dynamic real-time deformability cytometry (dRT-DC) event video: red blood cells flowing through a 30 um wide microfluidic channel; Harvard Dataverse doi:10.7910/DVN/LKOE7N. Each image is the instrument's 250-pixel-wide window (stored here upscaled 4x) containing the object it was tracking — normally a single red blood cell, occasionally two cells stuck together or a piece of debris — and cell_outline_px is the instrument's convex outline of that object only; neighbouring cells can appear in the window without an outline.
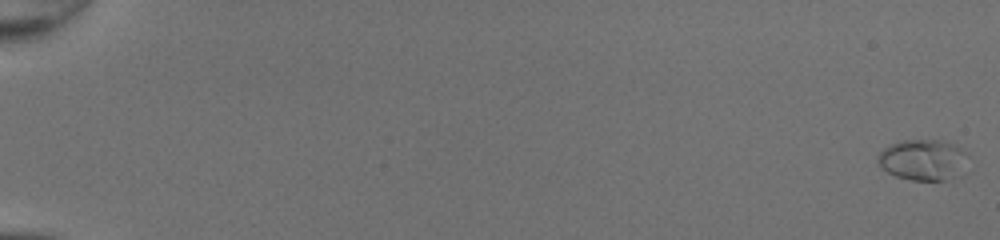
{"species": "common noctule bat (a hibernating species)", "species_latin": "Nyctalus noctula", "temperature_condition": "room temperature", "stored_images_in_passage": 51, "camera_frame_rate_fps": 3000, "um_per_image_px": 0.085, "animal": {"sex": "female", "body_mass_g": 20.0, "forearm_length_mm": 54.0}, "frame": {"image": 1, "passage_image": 1, "time_ms": 0.0, "image_size_px": [1000, 240], "cell_outline_px": [[968, 156], [956, 176], [944, 180], [912, 180], [896, 176], [888, 172], [876, 160], [880, 152], [884, 148], [900, 140], [940, 140], [952, 144], [968, 152]], "centroid_in_image_um": [78.43, 13.57], "position_along_channel_um": 6.6, "area_um2": 21.1}}
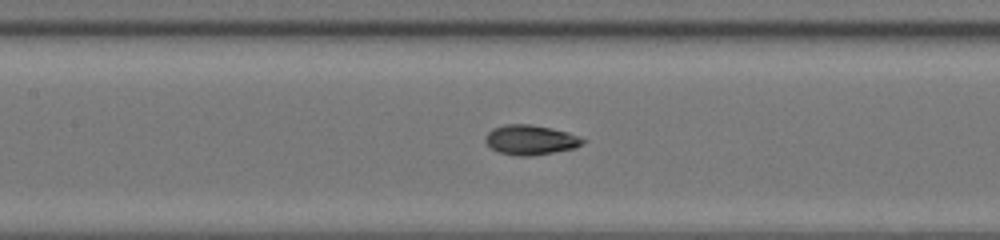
{"frame": {"image": 2, "passage_image": 27, "time_ms": 8.667, "image_size_px": [1000, 240], "cell_outline_px": [[588, 140], [576, 148], [528, 156], [516, 156], [500, 152], [492, 148], [484, 140], [484, 136], [492, 128], [504, 124], [532, 124], [552, 128], [568, 132], [580, 136]], "centroid_in_image_um": [45.11, 11.87], "position_along_channel_um": 162.3, "area_um2": 17.05}}
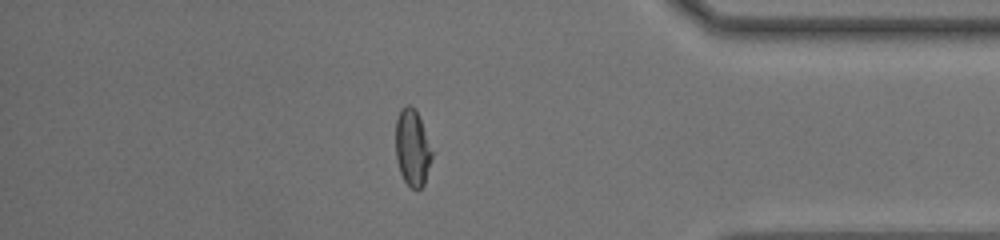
{"frame": {"image": 3, "passage_image": 45, "time_ms": 14.667, "image_size_px": [1000, 240], "cell_outline_px": [[432, 156], [424, 184], [416, 192], [404, 180], [400, 172], [396, 156], [396, 120], [400, 108], [408, 104], [416, 112], [420, 120], [432, 152]], "centroid_in_image_um": [35.03, 12.59], "position_along_channel_um": 400.2, "area_um2": 15.84}, "authors_computed_cell_mechanics": {"area_um2": 16.8198, "velocity_mm_per_s": 4.3259, "shape_relaxation_time_tau1_ms": 4.1343, "shape_relaxation_time_tau2_ms": 0.7478, "deformation_change_tau1": 0.1885, "deformation_change_tau2": 0.0508}}